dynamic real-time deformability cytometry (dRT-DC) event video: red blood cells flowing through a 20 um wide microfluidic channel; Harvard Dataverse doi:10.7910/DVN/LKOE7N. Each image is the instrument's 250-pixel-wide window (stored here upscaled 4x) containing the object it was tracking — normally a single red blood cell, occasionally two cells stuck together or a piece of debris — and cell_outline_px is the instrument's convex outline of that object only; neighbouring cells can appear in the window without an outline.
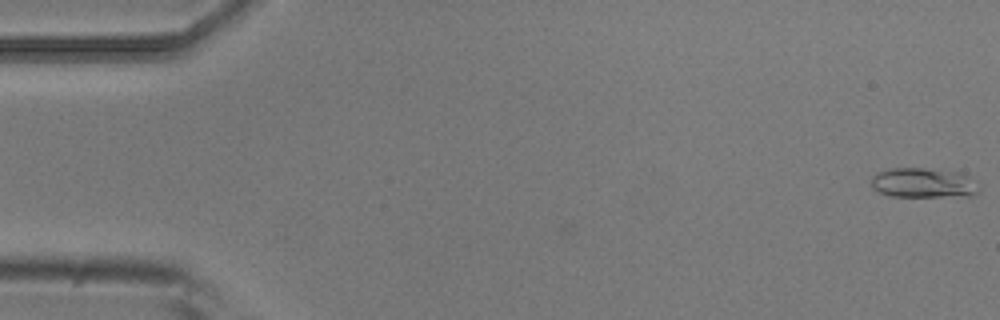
{"species": "common noctule bat (a hibernating species)", "species_latin": "Nyctalus noctula", "temperature_condition": "room temperature", "stored_images_in_passage": 5, "camera_frame_rate_fps": 3000, "um_per_image_px": 0.085, "animal": {"sex": "male", "body_mass_g": 20.5, "forearm_length_mm": 52.5}, "frame": {"image": 1, "passage_image": 1, "time_ms": 0.0, "image_size_px": [1000, 320], "cell_outline_px": [[980, 188], [972, 196], [888, 196], [872, 188], [872, 176], [876, 172], [888, 168], [924, 168], [960, 172], [968, 176]], "centroid_in_image_um": [78.45, 15.54], "position_along_channel_um": 6.5, "area_um2": 18.73}}